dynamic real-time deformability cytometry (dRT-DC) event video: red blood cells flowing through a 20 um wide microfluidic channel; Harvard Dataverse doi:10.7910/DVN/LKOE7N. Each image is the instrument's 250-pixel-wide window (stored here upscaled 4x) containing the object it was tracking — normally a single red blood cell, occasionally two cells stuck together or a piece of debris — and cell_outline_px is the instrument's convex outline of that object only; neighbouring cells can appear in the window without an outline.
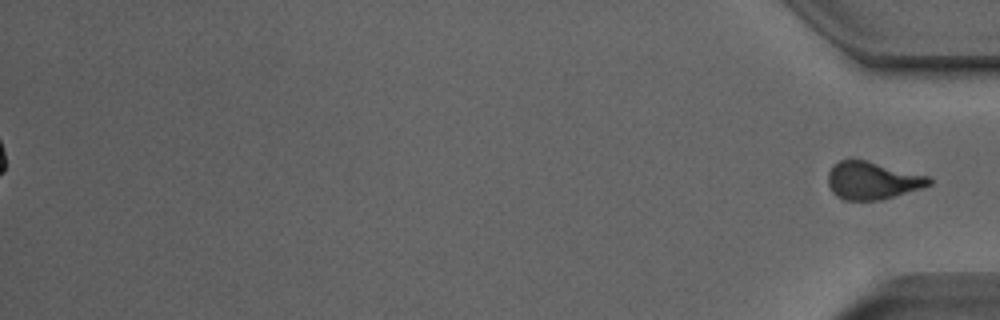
{"species": "Egyptian fruit bat (a non-hibernating species)", "species_latin": "Rousettus aegyptiacus", "temperature_condition": "room temperature", "stored_images_in_passage": 43, "segment_of_instrument_passage": [2, 2], "camera_frame_rate_fps": 3000, "um_per_image_px": 0.085, "animal": {"sex": "male"}, "frame": {"image": 1, "passage_image": 43, "time_ms": 14.0, "image_size_px": [1000, 320], "cell_outline_px": [[932, 184], [896, 196], [880, 200], [844, 200], [836, 196], [832, 192], [828, 184], [828, 172], [840, 160], [868, 160], [928, 176], [932, 180]], "centroid_in_image_um": [74.15, 15.35], "position_along_channel_um": 361.0, "area_um2": 22.08}}